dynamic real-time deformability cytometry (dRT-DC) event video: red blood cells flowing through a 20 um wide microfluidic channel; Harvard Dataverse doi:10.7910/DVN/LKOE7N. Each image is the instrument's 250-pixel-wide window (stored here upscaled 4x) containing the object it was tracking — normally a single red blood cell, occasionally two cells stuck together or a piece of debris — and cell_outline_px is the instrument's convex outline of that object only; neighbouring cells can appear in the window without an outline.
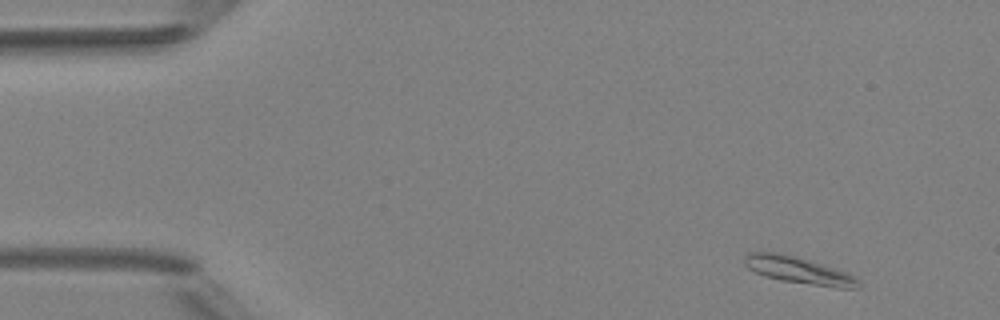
{"species": "Egyptian fruit bat (a non-hibernating species)", "species_latin": "Rousettus aegyptiacus", "temperature_condition": "room temperature", "stored_images_in_passage": 4, "camera_frame_rate_fps": 3000, "um_per_image_px": 0.085, "animal": {"sex": "female"}, "frame": {"image": 1, "passage_image": 1, "time_ms": 0.0, "image_size_px": [1000, 320], "cell_outline_px": [[860, 288], [836, 288], [780, 280], [764, 276], [748, 268], [744, 264], [744, 256], [748, 252], [776, 252], [792, 256], [836, 268], [848, 272], [860, 280]], "centroid_in_image_um": [67.91, 22.99], "position_along_channel_um": 17.1, "area_um2": 17.8}}